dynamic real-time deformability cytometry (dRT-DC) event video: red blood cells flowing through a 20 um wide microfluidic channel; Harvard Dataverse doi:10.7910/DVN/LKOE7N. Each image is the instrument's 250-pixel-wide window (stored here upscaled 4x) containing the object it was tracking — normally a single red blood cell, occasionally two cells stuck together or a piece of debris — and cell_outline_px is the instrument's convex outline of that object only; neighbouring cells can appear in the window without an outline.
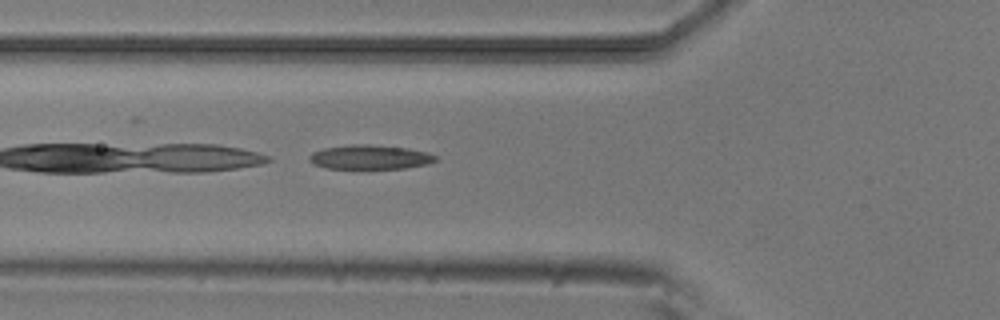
{"species": "common noctule bat (a hibernating species)", "species_latin": "Nyctalus noctula", "temperature_condition": "room temperature", "stored_images_in_passage": 32, "camera_frame_rate_fps": 3000, "um_per_image_px": 0.085, "animal": {"sex": "male", "body_mass_g": 20.5, "forearm_length_mm": 52.5}, "frame": {"image": 1, "passage_image": 3, "time_ms": 0.667, "image_size_px": [1000, 320], "cell_outline_px": [[436, 160], [428, 164], [404, 168], [328, 168], [312, 164], [308, 160], [308, 156], [312, 152], [324, 148], [352, 144], [368, 144], [408, 148], [428, 152], [436, 156]], "centroid_in_image_um": [31.43, 13.35], "position_along_channel_um": 94.4, "area_um2": 17.86}}
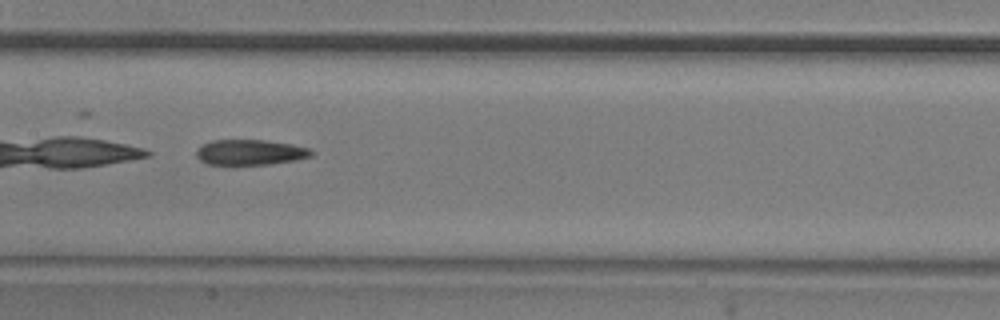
{"frame": {"image": 2, "passage_image": 10, "time_ms": 3.0, "image_size_px": [1000, 320], "cell_outline_px": [[316, 152], [312, 156], [296, 160], [268, 164], [208, 164], [200, 160], [196, 156], [196, 152], [200, 144], [212, 140], [264, 140], [292, 144], [308, 148]], "centroid_in_image_um": [21.27, 12.93], "position_along_channel_um": 186.1, "area_um2": 17.05}}
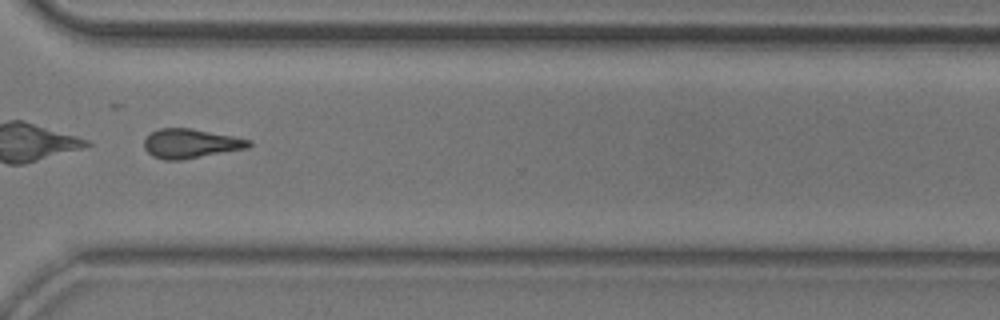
{"frame": {"image": 3, "passage_image": 23, "time_ms": 7.333, "image_size_px": [1000, 320], "cell_outline_px": [[252, 144], [248, 148], [180, 160], [164, 160], [152, 156], [144, 148], [144, 140], [152, 132], [160, 128], [192, 128], [252, 140]], "centroid_in_image_um": [16.2, 12.2], "position_along_channel_um": 354.4, "area_um2": 17.8}, "authors_computed_cell_mechanics": {"area_um2": 17.7446, "velocity_mm_per_s": 3.8961, "shape_relaxation_time_tau1_ms": 7.5054, "shape_relaxation_time_tau2_ms": 8.9613, "deformation_change_tau1": 0.1791, "deformation_change_tau2": 0.2141}}